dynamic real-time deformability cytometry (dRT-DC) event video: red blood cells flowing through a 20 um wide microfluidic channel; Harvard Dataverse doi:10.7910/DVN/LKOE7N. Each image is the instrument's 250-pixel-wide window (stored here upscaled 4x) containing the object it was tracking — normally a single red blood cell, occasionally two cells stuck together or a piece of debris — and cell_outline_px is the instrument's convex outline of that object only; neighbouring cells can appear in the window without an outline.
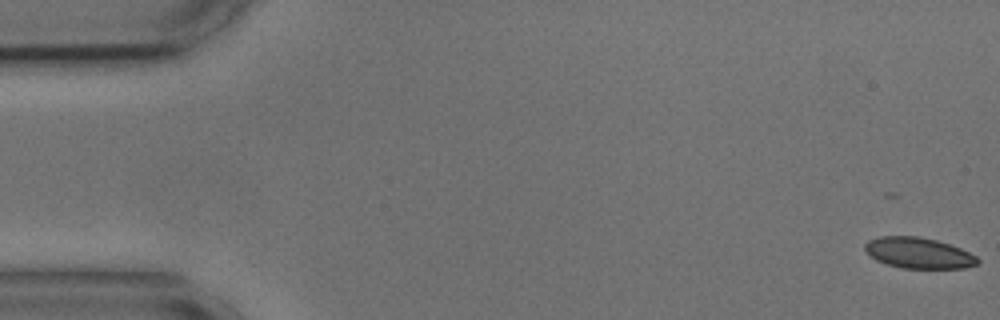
{"species": "common noctule bat (a hibernating species)", "species_latin": "Nyctalus noctula", "temperature_condition": "cold", "stored_images_in_passage": 47, "camera_frame_rate_fps": 3000, "um_per_image_px": 0.085, "animal": {"sex": "male", "body_mass_g": 17.9, "forearm_length_mm": 54.2}, "frame": {"image": 1, "passage_image": 1, "time_ms": 0.0, "image_size_px": [1000, 320], "cell_outline_px": [[980, 264], [964, 268], [904, 268], [888, 264], [876, 260], [864, 248], [864, 244], [868, 240], [880, 236], [920, 236], [936, 240], [960, 248], [976, 256], [980, 260]], "centroid_in_image_um": [78.1, 21.5], "position_along_channel_um": 6.9, "area_um2": 20.17}}
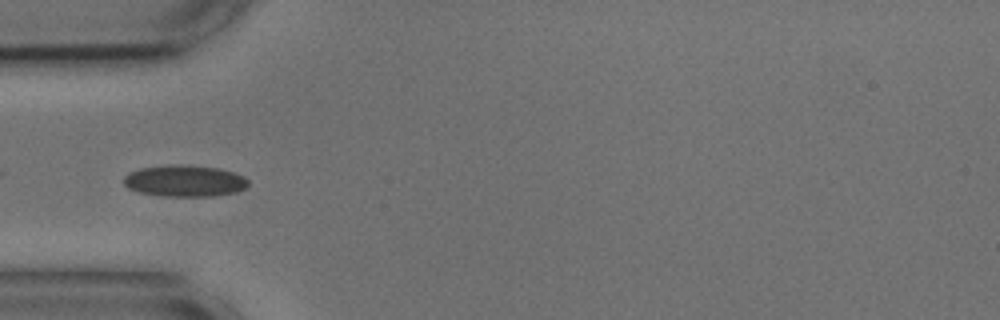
{"frame": {"image": 2, "passage_image": 17, "time_ms": 5.333, "image_size_px": [1000, 320], "cell_outline_px": [[248, 184], [244, 188], [236, 192], [212, 196], [164, 196], [140, 192], [128, 188], [124, 184], [124, 176], [128, 172], [140, 168], [180, 164], [216, 168], [232, 172], [244, 176], [248, 180]], "centroid_in_image_um": [15.68, 15.38], "position_along_channel_um": 69.3, "area_um2": 22.66}}
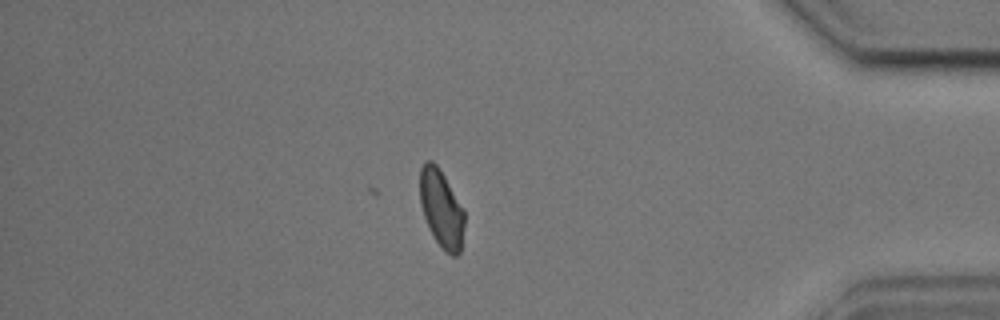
{"frame": {"image": 3, "passage_image": 47, "time_ms": 15.333, "image_size_px": [1000, 320], "cell_outline_px": [[464, 224], [460, 252], [456, 256], [452, 256], [432, 236], [428, 228], [420, 204], [420, 168], [424, 160], [432, 160], [436, 164], [444, 176], [464, 208]], "centroid_in_image_um": [37.5, 17.7], "position_along_channel_um": 397.7, "area_um2": 20.11}, "authors_computed_cell_mechanics": {"area_um2": 21.3282, "velocity_mm_per_s": 3.6414, "shape_relaxation_time_tau1_ms": 4.9511, "shape_relaxation_time_tau2_ms": 1.9705, "deformation_change_tau1": 0.0813, "deformation_change_tau2": 0.0668}}